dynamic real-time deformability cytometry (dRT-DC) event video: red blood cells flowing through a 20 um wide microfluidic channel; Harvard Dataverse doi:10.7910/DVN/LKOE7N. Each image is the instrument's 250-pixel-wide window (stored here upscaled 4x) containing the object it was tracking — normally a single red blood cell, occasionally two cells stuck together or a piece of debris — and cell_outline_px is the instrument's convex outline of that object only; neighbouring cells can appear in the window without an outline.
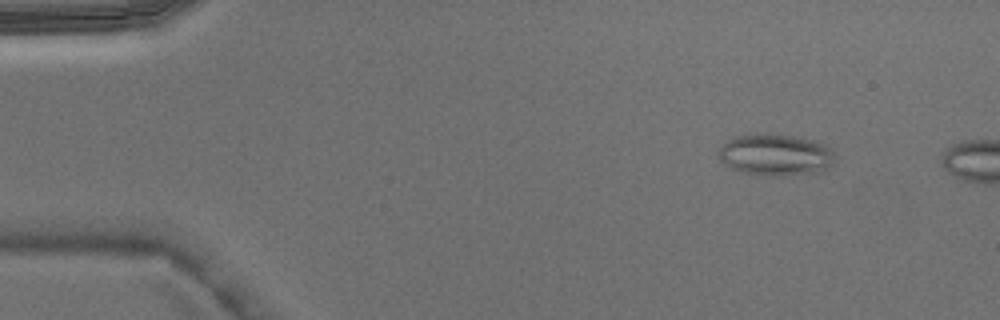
{"species": "Egyptian fruit bat (a non-hibernating species)", "species_latin": "Rousettus aegyptiacus", "temperature_condition": "warm", "stored_images_in_passage": 2, "camera_frame_rate_fps": 3000, "um_per_image_px": 0.085, "animal": {"sex": "male"}, "frame": {"image": 1, "passage_image": 1, "time_ms": 0.0, "image_size_px": [1000, 320], "cell_outline_px": [[836, 160], [832, 164], [816, 172], [784, 176], [772, 176], [744, 172], [732, 168], [724, 164], [720, 160], [720, 148], [728, 140], [736, 136], [756, 132], [796, 136], [816, 140], [832, 148], [836, 156]], "centroid_in_image_um": [65.96, 13.13], "position_along_channel_um": 19.0, "area_um2": 28.44}}